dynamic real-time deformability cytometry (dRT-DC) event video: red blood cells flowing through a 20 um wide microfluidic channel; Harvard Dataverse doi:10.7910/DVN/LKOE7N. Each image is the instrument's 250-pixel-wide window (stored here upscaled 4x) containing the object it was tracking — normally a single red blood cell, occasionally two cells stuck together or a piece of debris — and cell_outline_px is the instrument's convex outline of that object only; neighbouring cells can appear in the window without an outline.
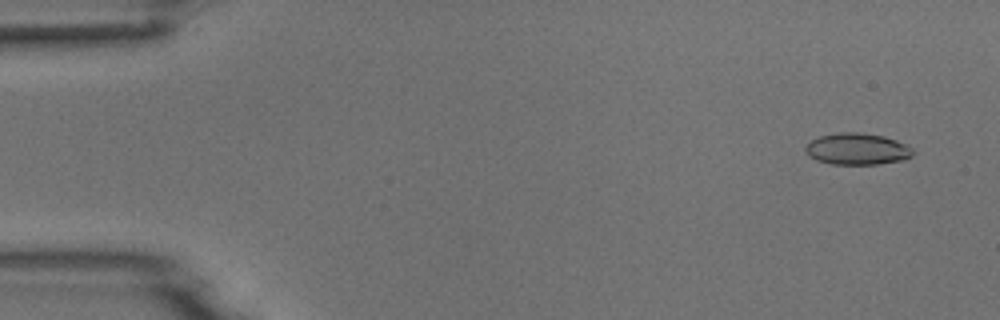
{"species": "common noctule bat (a hibernating species)", "species_latin": "Nyctalus noctula", "temperature_condition": "room temperature", "stored_images_in_passage": 6, "camera_frame_rate_fps": 3000, "um_per_image_px": 0.085, "animal": {"sex": "male", "body_mass_g": 18.8}, "frame": {"image": 1, "passage_image": 1, "time_ms": 0.0, "image_size_px": [1000, 320], "cell_outline_px": [[912, 156], [904, 160], [876, 164], [832, 164], [816, 160], [808, 156], [804, 152], [804, 148], [812, 140], [820, 136], [836, 132], [860, 132], [884, 136], [908, 144], [912, 148]], "centroid_in_image_um": [72.85, 12.66], "position_along_channel_um": 12.1, "area_um2": 19.94}}
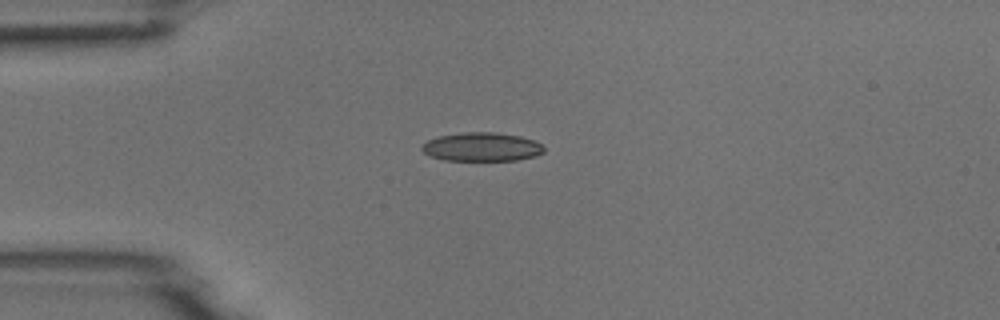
{"frame": {"image": 2, "passage_image": 4, "time_ms": 1.0, "image_size_px": [1000, 320], "cell_outline_px": [[544, 152], [536, 156], [516, 160], [444, 160], [432, 156], [424, 152], [420, 148], [428, 140], [436, 136], [460, 132], [496, 132], [520, 136], [532, 140], [540, 144], [544, 148]], "centroid_in_image_um": [40.94, 12.48], "position_along_channel_um": 44.1, "area_um2": 20.4}}
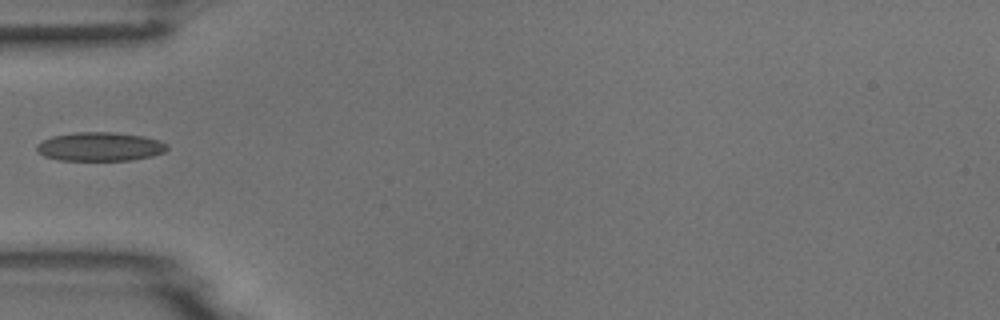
{"frame": {"image": 3, "passage_image": 5, "time_ms": 1.333, "image_size_px": [1000, 320], "cell_outline_px": [[168, 148], [164, 152], [152, 156], [132, 160], [60, 160], [44, 156], [36, 152], [36, 144], [52, 136], [72, 132], [112, 132], [144, 136], [160, 140], [168, 144]], "centroid_in_image_um": [8.5, 12.46], "position_along_channel_um": 76.5, "area_um2": 22.08}}